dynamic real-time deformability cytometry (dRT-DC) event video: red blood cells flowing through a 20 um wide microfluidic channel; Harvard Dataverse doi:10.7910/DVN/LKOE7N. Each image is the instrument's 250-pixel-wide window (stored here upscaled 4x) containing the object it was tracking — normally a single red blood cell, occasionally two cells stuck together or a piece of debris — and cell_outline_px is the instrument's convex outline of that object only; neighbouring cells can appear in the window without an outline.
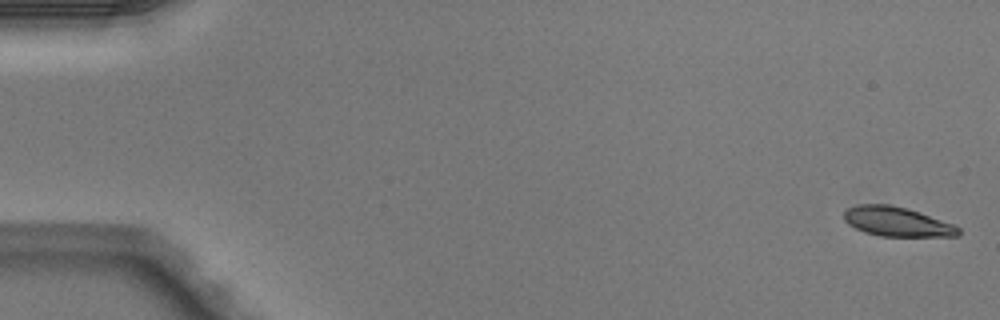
{"species": "Egyptian fruit bat (a non-hibernating species)", "species_latin": "Rousettus aegyptiacus", "temperature_condition": "warm", "stored_images_in_passage": 5, "camera_frame_rate_fps": 3000, "um_per_image_px": 0.085, "animal": {"sex": "male"}, "frame": {"image": 1, "passage_image": 1, "time_ms": 0.0, "image_size_px": [1000, 320], "cell_outline_px": [[960, 236], [880, 236], [864, 232], [848, 224], [844, 220], [844, 212], [848, 208], [856, 204], [888, 204], [908, 208], [920, 212], [952, 224], [960, 228]], "centroid_in_image_um": [76.22, 18.83], "position_along_channel_um": 8.8, "area_um2": 19.65}}